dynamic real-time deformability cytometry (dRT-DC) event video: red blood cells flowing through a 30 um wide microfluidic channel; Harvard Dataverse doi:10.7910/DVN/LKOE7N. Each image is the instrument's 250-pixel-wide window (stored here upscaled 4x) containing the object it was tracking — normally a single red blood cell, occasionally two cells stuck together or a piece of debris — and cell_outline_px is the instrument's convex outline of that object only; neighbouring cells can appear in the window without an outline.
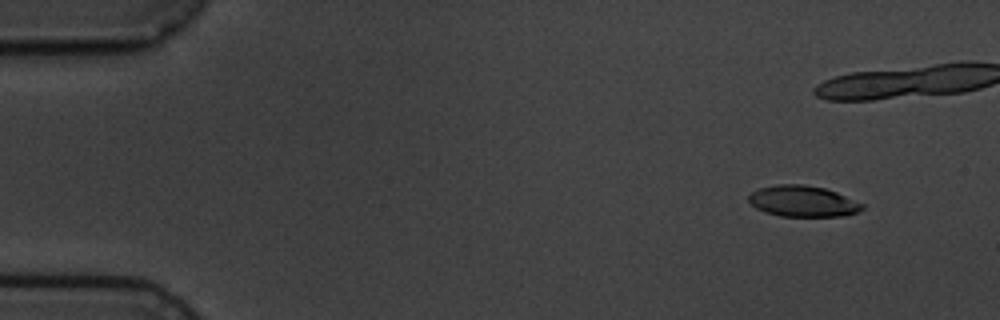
{"species": "common noctule bat (a hibernating species)", "species_latin": "Nyctalus noctula", "temperature_condition": "cold", "stored_images_in_passage": 10, "camera_frame_rate_fps": 3000, "um_per_image_px": 0.085, "animal": {"sex": "male", "body_mass_g": 19.5, "forearm_length_mm": 54.6}, "frame": {"image": 1, "passage_image": 1, "time_ms": 0.0, "image_size_px": [1000, 320], "cell_outline_px": [[864, 208], [856, 212], [844, 216], [780, 216], [764, 212], [756, 208], [748, 200], [748, 196], [752, 192], [760, 188], [776, 184], [804, 184], [824, 188], [836, 192], [864, 204]], "centroid_in_image_um": [68.23, 17.1], "position_along_channel_um": 16.8, "area_um2": 20.52}}